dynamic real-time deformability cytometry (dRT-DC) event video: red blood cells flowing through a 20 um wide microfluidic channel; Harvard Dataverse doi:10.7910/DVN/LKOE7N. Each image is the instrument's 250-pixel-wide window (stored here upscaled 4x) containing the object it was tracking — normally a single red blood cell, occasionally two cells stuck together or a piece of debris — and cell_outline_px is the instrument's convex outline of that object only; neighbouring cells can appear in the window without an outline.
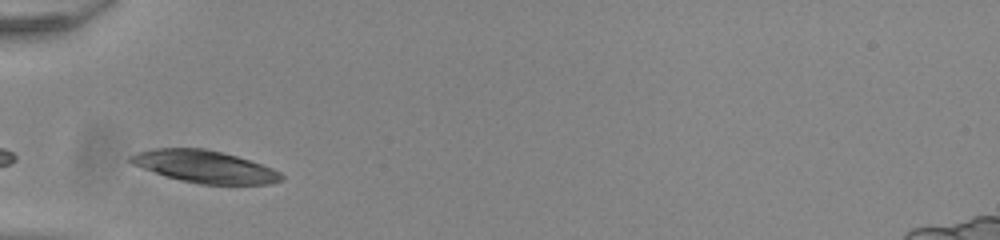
{"species": "common noctule bat (a hibernating species)", "species_latin": "Nyctalus noctula", "temperature_condition": "room temperature", "stored_images_in_passage": 26, "camera_frame_rate_fps": 3000, "um_per_image_px": 0.085, "animal": {"sex": "male", "body_mass_g": 20.0, "forearm_length_mm": 53.3}, "frame": {"image": 1, "passage_image": 1, "time_ms": 0.0, "image_size_px": [1000, 240], "cell_outline_px": [[284, 180], [268, 184], [200, 184], [180, 180], [132, 164], [128, 160], [128, 156], [136, 152], [156, 148], [204, 148], [236, 156], [272, 168], [280, 172], [284, 176]], "centroid_in_image_um": [17.4, 14.16], "position_along_channel_um": 67.6, "area_um2": 28.03}}
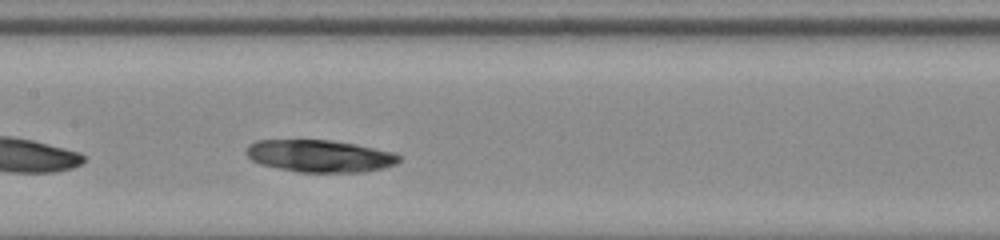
{"frame": {"image": 2, "passage_image": 10, "time_ms": 3.0, "image_size_px": [1000, 240], "cell_outline_px": [[404, 156], [396, 164], [384, 168], [364, 172], [300, 172], [260, 164], [252, 160], [244, 152], [248, 144], [256, 140], [328, 140], [356, 144], [396, 152]], "centroid_in_image_um": [27.23, 13.25], "position_along_channel_um": 180.2, "area_um2": 28.96}}
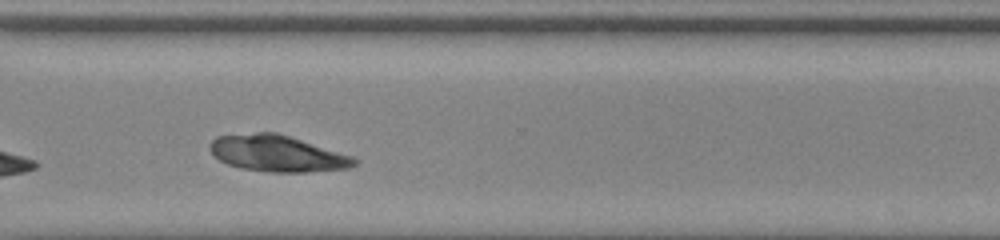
{"frame": {"image": 3, "passage_image": 23, "time_ms": 7.333, "image_size_px": [1000, 240], "cell_outline_px": [[356, 164], [352, 168], [308, 172], [268, 172], [240, 168], [228, 164], [220, 160], [208, 148], [208, 144], [216, 136], [256, 132], [276, 132], [352, 156], [356, 160]], "centroid_in_image_um": [23.54, 13.05], "position_along_channel_um": 347.1, "area_um2": 30.52}}